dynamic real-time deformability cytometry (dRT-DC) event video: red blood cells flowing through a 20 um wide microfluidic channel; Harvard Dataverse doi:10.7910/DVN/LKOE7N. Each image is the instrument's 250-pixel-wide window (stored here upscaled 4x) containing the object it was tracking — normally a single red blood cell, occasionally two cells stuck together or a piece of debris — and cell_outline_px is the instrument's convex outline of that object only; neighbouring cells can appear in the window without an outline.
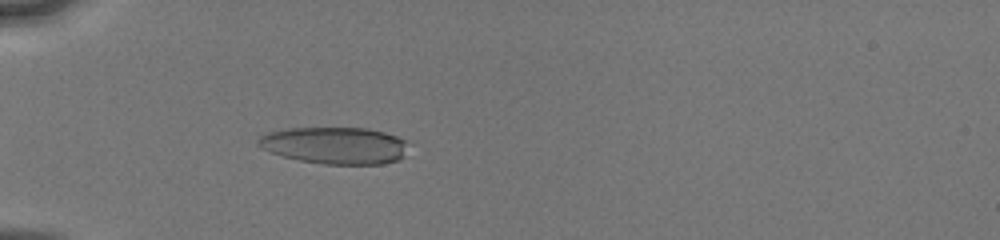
{"species": "human", "species_latin": "Homo sapiens", "temperature_condition": "cold", "stored_images_in_passage": 14, "camera_frame_rate_fps": 3000, "um_per_image_px": 0.085, "donor": {"sex": "male"}, "frame": {"image": 1, "passage_image": 3, "time_ms": 0.667, "image_size_px": [1000, 240], "cell_outline_px": [[408, 140], [404, 156], [400, 160], [384, 164], [324, 164], [300, 160], [268, 152], [260, 148], [256, 144], [256, 140], [260, 136], [268, 132], [288, 128], [368, 128], [384, 132]], "centroid_in_image_um": [28.47, 12.36], "position_along_channel_um": 56.5, "area_um2": 32.6}}
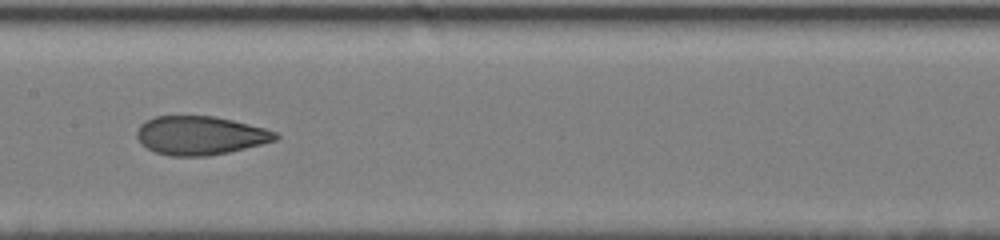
{"frame": {"image": 2, "passage_image": 11, "time_ms": 4.333, "image_size_px": [1000, 240], "cell_outline_px": [[280, 136], [276, 140], [228, 152], [208, 156], [168, 156], [156, 152], [140, 144], [136, 136], [136, 132], [140, 124], [144, 120], [156, 116], [216, 116], [264, 128], [276, 132]], "centroid_in_image_um": [16.97, 11.51], "position_along_channel_um": 190.4, "area_um2": 31.27}}
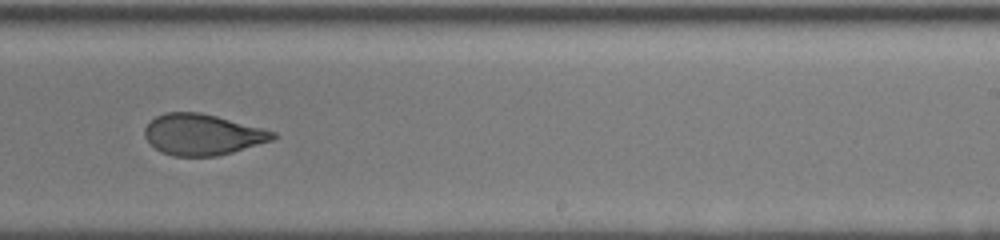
{"frame": {"image": 3, "passage_image": 13, "time_ms": 6.333, "image_size_px": [1000, 240], "cell_outline_px": [[276, 136], [272, 140], [232, 152], [216, 156], [172, 156], [160, 152], [144, 136], [144, 128], [156, 116], [164, 112], [200, 112], [216, 116], [276, 132]], "centroid_in_image_um": [17.17, 11.44], "position_along_channel_um": 271.8, "area_um2": 30.35}}